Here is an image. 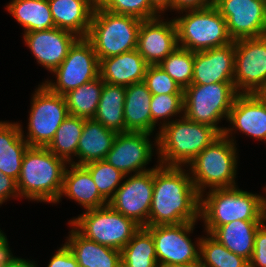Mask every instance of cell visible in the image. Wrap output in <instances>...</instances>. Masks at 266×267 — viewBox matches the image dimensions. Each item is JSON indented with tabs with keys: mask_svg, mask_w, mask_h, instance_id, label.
Returning a JSON list of instances; mask_svg holds the SVG:
<instances>
[{
	"mask_svg": "<svg viewBox=\"0 0 266 267\" xmlns=\"http://www.w3.org/2000/svg\"><path fill=\"white\" fill-rule=\"evenodd\" d=\"M195 223L146 226L154 240L158 265L199 261L201 238L194 244L188 236L193 233Z\"/></svg>",
	"mask_w": 266,
	"mask_h": 267,
	"instance_id": "cell-13",
	"label": "cell"
},
{
	"mask_svg": "<svg viewBox=\"0 0 266 267\" xmlns=\"http://www.w3.org/2000/svg\"><path fill=\"white\" fill-rule=\"evenodd\" d=\"M117 132L104 127L94 119H84V127L78 142V162L74 165L84 166L90 162L104 160L111 150Z\"/></svg>",
	"mask_w": 266,
	"mask_h": 267,
	"instance_id": "cell-26",
	"label": "cell"
},
{
	"mask_svg": "<svg viewBox=\"0 0 266 267\" xmlns=\"http://www.w3.org/2000/svg\"><path fill=\"white\" fill-rule=\"evenodd\" d=\"M47 267H79L69 247L64 243L50 259Z\"/></svg>",
	"mask_w": 266,
	"mask_h": 267,
	"instance_id": "cell-41",
	"label": "cell"
},
{
	"mask_svg": "<svg viewBox=\"0 0 266 267\" xmlns=\"http://www.w3.org/2000/svg\"><path fill=\"white\" fill-rule=\"evenodd\" d=\"M69 221V224L85 238L119 251L141 228L134 220L125 217L109 205L86 210Z\"/></svg>",
	"mask_w": 266,
	"mask_h": 267,
	"instance_id": "cell-9",
	"label": "cell"
},
{
	"mask_svg": "<svg viewBox=\"0 0 266 267\" xmlns=\"http://www.w3.org/2000/svg\"><path fill=\"white\" fill-rule=\"evenodd\" d=\"M17 257L13 256L6 239L0 244V267H8Z\"/></svg>",
	"mask_w": 266,
	"mask_h": 267,
	"instance_id": "cell-44",
	"label": "cell"
},
{
	"mask_svg": "<svg viewBox=\"0 0 266 267\" xmlns=\"http://www.w3.org/2000/svg\"><path fill=\"white\" fill-rule=\"evenodd\" d=\"M185 12V15L174 18L179 47L196 52L233 41L229 37L226 20L214 5Z\"/></svg>",
	"mask_w": 266,
	"mask_h": 267,
	"instance_id": "cell-8",
	"label": "cell"
},
{
	"mask_svg": "<svg viewBox=\"0 0 266 267\" xmlns=\"http://www.w3.org/2000/svg\"><path fill=\"white\" fill-rule=\"evenodd\" d=\"M160 19L161 16L142 20L140 24L137 50L148 65H158L178 47L174 19Z\"/></svg>",
	"mask_w": 266,
	"mask_h": 267,
	"instance_id": "cell-18",
	"label": "cell"
},
{
	"mask_svg": "<svg viewBox=\"0 0 266 267\" xmlns=\"http://www.w3.org/2000/svg\"><path fill=\"white\" fill-rule=\"evenodd\" d=\"M234 87L239 94L266 91V35L235 40Z\"/></svg>",
	"mask_w": 266,
	"mask_h": 267,
	"instance_id": "cell-12",
	"label": "cell"
},
{
	"mask_svg": "<svg viewBox=\"0 0 266 267\" xmlns=\"http://www.w3.org/2000/svg\"><path fill=\"white\" fill-rule=\"evenodd\" d=\"M55 27L86 38L96 0H48Z\"/></svg>",
	"mask_w": 266,
	"mask_h": 267,
	"instance_id": "cell-22",
	"label": "cell"
},
{
	"mask_svg": "<svg viewBox=\"0 0 266 267\" xmlns=\"http://www.w3.org/2000/svg\"><path fill=\"white\" fill-rule=\"evenodd\" d=\"M151 117H152V133L155 130L156 124L164 119L163 127L169 124V117L183 115V94H159L152 95L151 103ZM166 119V120H165ZM159 120V121H158ZM168 120V121H167Z\"/></svg>",
	"mask_w": 266,
	"mask_h": 267,
	"instance_id": "cell-38",
	"label": "cell"
},
{
	"mask_svg": "<svg viewBox=\"0 0 266 267\" xmlns=\"http://www.w3.org/2000/svg\"><path fill=\"white\" fill-rule=\"evenodd\" d=\"M70 165L71 168L65 170L63 187L57 202L65 195L86 210L108 205V201L99 193L90 172L84 166Z\"/></svg>",
	"mask_w": 266,
	"mask_h": 267,
	"instance_id": "cell-23",
	"label": "cell"
},
{
	"mask_svg": "<svg viewBox=\"0 0 266 267\" xmlns=\"http://www.w3.org/2000/svg\"><path fill=\"white\" fill-rule=\"evenodd\" d=\"M6 9L24 28V33L55 28L48 0H12Z\"/></svg>",
	"mask_w": 266,
	"mask_h": 267,
	"instance_id": "cell-29",
	"label": "cell"
},
{
	"mask_svg": "<svg viewBox=\"0 0 266 267\" xmlns=\"http://www.w3.org/2000/svg\"><path fill=\"white\" fill-rule=\"evenodd\" d=\"M151 134L141 132L117 133L111 150L104 160L128 176L130 173H141L154 169H146L153 156ZM152 143V144H151Z\"/></svg>",
	"mask_w": 266,
	"mask_h": 267,
	"instance_id": "cell-16",
	"label": "cell"
},
{
	"mask_svg": "<svg viewBox=\"0 0 266 267\" xmlns=\"http://www.w3.org/2000/svg\"><path fill=\"white\" fill-rule=\"evenodd\" d=\"M103 80L100 75L64 95L68 113L84 119H93L99 104Z\"/></svg>",
	"mask_w": 266,
	"mask_h": 267,
	"instance_id": "cell-31",
	"label": "cell"
},
{
	"mask_svg": "<svg viewBox=\"0 0 266 267\" xmlns=\"http://www.w3.org/2000/svg\"><path fill=\"white\" fill-rule=\"evenodd\" d=\"M152 94L144 81L125 87L124 121L126 132L152 134Z\"/></svg>",
	"mask_w": 266,
	"mask_h": 267,
	"instance_id": "cell-25",
	"label": "cell"
},
{
	"mask_svg": "<svg viewBox=\"0 0 266 267\" xmlns=\"http://www.w3.org/2000/svg\"><path fill=\"white\" fill-rule=\"evenodd\" d=\"M8 267H38L33 261L17 257Z\"/></svg>",
	"mask_w": 266,
	"mask_h": 267,
	"instance_id": "cell-46",
	"label": "cell"
},
{
	"mask_svg": "<svg viewBox=\"0 0 266 267\" xmlns=\"http://www.w3.org/2000/svg\"><path fill=\"white\" fill-rule=\"evenodd\" d=\"M154 189V169L134 173L122 182L108 205L141 227L148 226Z\"/></svg>",
	"mask_w": 266,
	"mask_h": 267,
	"instance_id": "cell-14",
	"label": "cell"
},
{
	"mask_svg": "<svg viewBox=\"0 0 266 267\" xmlns=\"http://www.w3.org/2000/svg\"><path fill=\"white\" fill-rule=\"evenodd\" d=\"M228 121L232 128L225 127L223 134L233 143L234 128L235 131L239 130L256 140L266 142V96L263 93L238 94L231 107Z\"/></svg>",
	"mask_w": 266,
	"mask_h": 267,
	"instance_id": "cell-17",
	"label": "cell"
},
{
	"mask_svg": "<svg viewBox=\"0 0 266 267\" xmlns=\"http://www.w3.org/2000/svg\"><path fill=\"white\" fill-rule=\"evenodd\" d=\"M28 135L22 136L30 147H47L60 124L69 115L65 97L53 93L43 83L35 90L31 100Z\"/></svg>",
	"mask_w": 266,
	"mask_h": 267,
	"instance_id": "cell-10",
	"label": "cell"
},
{
	"mask_svg": "<svg viewBox=\"0 0 266 267\" xmlns=\"http://www.w3.org/2000/svg\"><path fill=\"white\" fill-rule=\"evenodd\" d=\"M148 64L137 49L100 61V77L105 83L127 87L142 82Z\"/></svg>",
	"mask_w": 266,
	"mask_h": 267,
	"instance_id": "cell-21",
	"label": "cell"
},
{
	"mask_svg": "<svg viewBox=\"0 0 266 267\" xmlns=\"http://www.w3.org/2000/svg\"><path fill=\"white\" fill-rule=\"evenodd\" d=\"M238 92L234 82L211 84H191L183 91V115L196 123L209 125L220 134L225 128L219 127V121L228 120Z\"/></svg>",
	"mask_w": 266,
	"mask_h": 267,
	"instance_id": "cell-7",
	"label": "cell"
},
{
	"mask_svg": "<svg viewBox=\"0 0 266 267\" xmlns=\"http://www.w3.org/2000/svg\"><path fill=\"white\" fill-rule=\"evenodd\" d=\"M84 167L90 172L99 193L109 201L127 176L105 160L90 162Z\"/></svg>",
	"mask_w": 266,
	"mask_h": 267,
	"instance_id": "cell-36",
	"label": "cell"
},
{
	"mask_svg": "<svg viewBox=\"0 0 266 267\" xmlns=\"http://www.w3.org/2000/svg\"><path fill=\"white\" fill-rule=\"evenodd\" d=\"M84 127V118L68 115L60 124L53 140L46 147L55 156L72 164L73 156L77 157L78 142ZM73 155V156H72Z\"/></svg>",
	"mask_w": 266,
	"mask_h": 267,
	"instance_id": "cell-33",
	"label": "cell"
},
{
	"mask_svg": "<svg viewBox=\"0 0 266 267\" xmlns=\"http://www.w3.org/2000/svg\"><path fill=\"white\" fill-rule=\"evenodd\" d=\"M67 164L46 147L29 146L17 180L20 197H26L30 201L57 203Z\"/></svg>",
	"mask_w": 266,
	"mask_h": 267,
	"instance_id": "cell-3",
	"label": "cell"
},
{
	"mask_svg": "<svg viewBox=\"0 0 266 267\" xmlns=\"http://www.w3.org/2000/svg\"><path fill=\"white\" fill-rule=\"evenodd\" d=\"M7 239L6 235L0 230V244H2Z\"/></svg>",
	"mask_w": 266,
	"mask_h": 267,
	"instance_id": "cell-49",
	"label": "cell"
},
{
	"mask_svg": "<svg viewBox=\"0 0 266 267\" xmlns=\"http://www.w3.org/2000/svg\"><path fill=\"white\" fill-rule=\"evenodd\" d=\"M100 62L92 44L86 38H79L69 49L68 55L52 72L56 82L43 83L50 91L64 96L75 88L96 79Z\"/></svg>",
	"mask_w": 266,
	"mask_h": 267,
	"instance_id": "cell-11",
	"label": "cell"
},
{
	"mask_svg": "<svg viewBox=\"0 0 266 267\" xmlns=\"http://www.w3.org/2000/svg\"><path fill=\"white\" fill-rule=\"evenodd\" d=\"M249 267H266V225L263 222L257 229L254 251Z\"/></svg>",
	"mask_w": 266,
	"mask_h": 267,
	"instance_id": "cell-40",
	"label": "cell"
},
{
	"mask_svg": "<svg viewBox=\"0 0 266 267\" xmlns=\"http://www.w3.org/2000/svg\"><path fill=\"white\" fill-rule=\"evenodd\" d=\"M144 82L152 95L183 94V89L159 65H148Z\"/></svg>",
	"mask_w": 266,
	"mask_h": 267,
	"instance_id": "cell-39",
	"label": "cell"
},
{
	"mask_svg": "<svg viewBox=\"0 0 266 267\" xmlns=\"http://www.w3.org/2000/svg\"><path fill=\"white\" fill-rule=\"evenodd\" d=\"M155 146L163 166L185 167L221 134L213 127L196 123L184 115L159 128Z\"/></svg>",
	"mask_w": 266,
	"mask_h": 267,
	"instance_id": "cell-2",
	"label": "cell"
},
{
	"mask_svg": "<svg viewBox=\"0 0 266 267\" xmlns=\"http://www.w3.org/2000/svg\"><path fill=\"white\" fill-rule=\"evenodd\" d=\"M235 41L204 51L194 52L191 84L234 82Z\"/></svg>",
	"mask_w": 266,
	"mask_h": 267,
	"instance_id": "cell-20",
	"label": "cell"
},
{
	"mask_svg": "<svg viewBox=\"0 0 266 267\" xmlns=\"http://www.w3.org/2000/svg\"><path fill=\"white\" fill-rule=\"evenodd\" d=\"M263 222L264 220H234L217 227L211 235L228 250L250 261L256 231Z\"/></svg>",
	"mask_w": 266,
	"mask_h": 267,
	"instance_id": "cell-28",
	"label": "cell"
},
{
	"mask_svg": "<svg viewBox=\"0 0 266 267\" xmlns=\"http://www.w3.org/2000/svg\"><path fill=\"white\" fill-rule=\"evenodd\" d=\"M214 6L226 20L227 31L233 41L266 35L264 0H214Z\"/></svg>",
	"mask_w": 266,
	"mask_h": 267,
	"instance_id": "cell-15",
	"label": "cell"
},
{
	"mask_svg": "<svg viewBox=\"0 0 266 267\" xmlns=\"http://www.w3.org/2000/svg\"><path fill=\"white\" fill-rule=\"evenodd\" d=\"M154 189L148 226L200 220V195L186 169L154 166Z\"/></svg>",
	"mask_w": 266,
	"mask_h": 267,
	"instance_id": "cell-1",
	"label": "cell"
},
{
	"mask_svg": "<svg viewBox=\"0 0 266 267\" xmlns=\"http://www.w3.org/2000/svg\"><path fill=\"white\" fill-rule=\"evenodd\" d=\"M122 267H158L151 232L141 227L121 250Z\"/></svg>",
	"mask_w": 266,
	"mask_h": 267,
	"instance_id": "cell-32",
	"label": "cell"
},
{
	"mask_svg": "<svg viewBox=\"0 0 266 267\" xmlns=\"http://www.w3.org/2000/svg\"><path fill=\"white\" fill-rule=\"evenodd\" d=\"M69 233L65 244L79 267H122L121 251L85 238L74 227Z\"/></svg>",
	"mask_w": 266,
	"mask_h": 267,
	"instance_id": "cell-24",
	"label": "cell"
},
{
	"mask_svg": "<svg viewBox=\"0 0 266 267\" xmlns=\"http://www.w3.org/2000/svg\"><path fill=\"white\" fill-rule=\"evenodd\" d=\"M158 267H203L201 265L200 260L192 263H185V264H164L158 265Z\"/></svg>",
	"mask_w": 266,
	"mask_h": 267,
	"instance_id": "cell-47",
	"label": "cell"
},
{
	"mask_svg": "<svg viewBox=\"0 0 266 267\" xmlns=\"http://www.w3.org/2000/svg\"><path fill=\"white\" fill-rule=\"evenodd\" d=\"M150 4L162 14L165 10H171L172 0H149Z\"/></svg>",
	"mask_w": 266,
	"mask_h": 267,
	"instance_id": "cell-45",
	"label": "cell"
},
{
	"mask_svg": "<svg viewBox=\"0 0 266 267\" xmlns=\"http://www.w3.org/2000/svg\"><path fill=\"white\" fill-rule=\"evenodd\" d=\"M19 123L0 121V172L18 180L25 151L29 144L22 136Z\"/></svg>",
	"mask_w": 266,
	"mask_h": 267,
	"instance_id": "cell-27",
	"label": "cell"
},
{
	"mask_svg": "<svg viewBox=\"0 0 266 267\" xmlns=\"http://www.w3.org/2000/svg\"><path fill=\"white\" fill-rule=\"evenodd\" d=\"M206 195L200 196V219L209 234L234 220H263V196L259 194L234 186L211 189Z\"/></svg>",
	"mask_w": 266,
	"mask_h": 267,
	"instance_id": "cell-4",
	"label": "cell"
},
{
	"mask_svg": "<svg viewBox=\"0 0 266 267\" xmlns=\"http://www.w3.org/2000/svg\"><path fill=\"white\" fill-rule=\"evenodd\" d=\"M221 134L187 165L197 193L203 196L211 189L236 186L237 148ZM191 172V173H190Z\"/></svg>",
	"mask_w": 266,
	"mask_h": 267,
	"instance_id": "cell-5",
	"label": "cell"
},
{
	"mask_svg": "<svg viewBox=\"0 0 266 267\" xmlns=\"http://www.w3.org/2000/svg\"><path fill=\"white\" fill-rule=\"evenodd\" d=\"M24 41L38 64L53 72L66 58L69 49L79 37L67 30L57 27L40 32L23 34Z\"/></svg>",
	"mask_w": 266,
	"mask_h": 267,
	"instance_id": "cell-19",
	"label": "cell"
},
{
	"mask_svg": "<svg viewBox=\"0 0 266 267\" xmlns=\"http://www.w3.org/2000/svg\"><path fill=\"white\" fill-rule=\"evenodd\" d=\"M214 5V0H172L171 10L182 14L186 10L203 9Z\"/></svg>",
	"mask_w": 266,
	"mask_h": 267,
	"instance_id": "cell-43",
	"label": "cell"
},
{
	"mask_svg": "<svg viewBox=\"0 0 266 267\" xmlns=\"http://www.w3.org/2000/svg\"><path fill=\"white\" fill-rule=\"evenodd\" d=\"M199 247V260L203 267H249L247 259L228 250L209 233L201 237Z\"/></svg>",
	"mask_w": 266,
	"mask_h": 267,
	"instance_id": "cell-34",
	"label": "cell"
},
{
	"mask_svg": "<svg viewBox=\"0 0 266 267\" xmlns=\"http://www.w3.org/2000/svg\"><path fill=\"white\" fill-rule=\"evenodd\" d=\"M184 90L191 85L194 67V52L177 47L158 64Z\"/></svg>",
	"mask_w": 266,
	"mask_h": 267,
	"instance_id": "cell-35",
	"label": "cell"
},
{
	"mask_svg": "<svg viewBox=\"0 0 266 267\" xmlns=\"http://www.w3.org/2000/svg\"><path fill=\"white\" fill-rule=\"evenodd\" d=\"M265 192H266V187H264ZM266 194V193H265ZM262 206H263V220L266 222V198H262Z\"/></svg>",
	"mask_w": 266,
	"mask_h": 267,
	"instance_id": "cell-48",
	"label": "cell"
},
{
	"mask_svg": "<svg viewBox=\"0 0 266 267\" xmlns=\"http://www.w3.org/2000/svg\"><path fill=\"white\" fill-rule=\"evenodd\" d=\"M11 197H20L17 181L0 172V205Z\"/></svg>",
	"mask_w": 266,
	"mask_h": 267,
	"instance_id": "cell-42",
	"label": "cell"
},
{
	"mask_svg": "<svg viewBox=\"0 0 266 267\" xmlns=\"http://www.w3.org/2000/svg\"><path fill=\"white\" fill-rule=\"evenodd\" d=\"M97 6L115 14L132 16L140 20L159 17L160 13L149 0H96Z\"/></svg>",
	"mask_w": 266,
	"mask_h": 267,
	"instance_id": "cell-37",
	"label": "cell"
},
{
	"mask_svg": "<svg viewBox=\"0 0 266 267\" xmlns=\"http://www.w3.org/2000/svg\"><path fill=\"white\" fill-rule=\"evenodd\" d=\"M141 22L138 18L115 14L96 5L86 39L92 44L99 62L137 49Z\"/></svg>",
	"mask_w": 266,
	"mask_h": 267,
	"instance_id": "cell-6",
	"label": "cell"
},
{
	"mask_svg": "<svg viewBox=\"0 0 266 267\" xmlns=\"http://www.w3.org/2000/svg\"><path fill=\"white\" fill-rule=\"evenodd\" d=\"M124 102L125 87L103 81L101 97L93 119L117 133L126 132Z\"/></svg>",
	"mask_w": 266,
	"mask_h": 267,
	"instance_id": "cell-30",
	"label": "cell"
}]
</instances>
